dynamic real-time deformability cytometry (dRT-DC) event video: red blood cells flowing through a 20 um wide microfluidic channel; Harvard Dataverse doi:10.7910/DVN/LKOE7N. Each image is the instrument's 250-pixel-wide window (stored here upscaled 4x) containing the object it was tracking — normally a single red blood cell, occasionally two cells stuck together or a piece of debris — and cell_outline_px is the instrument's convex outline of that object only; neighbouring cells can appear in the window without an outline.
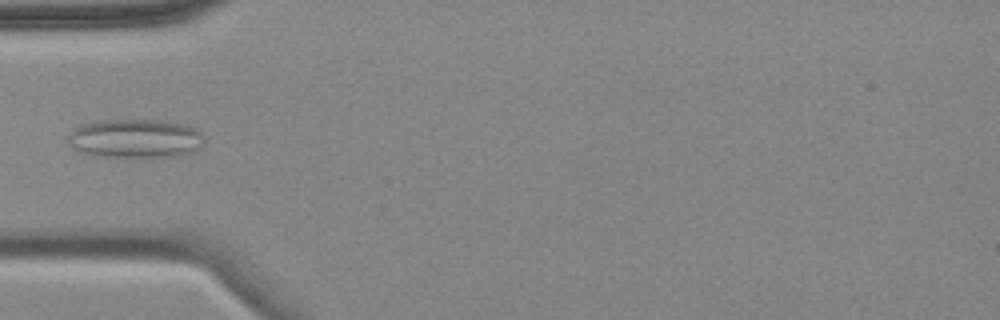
{"species": "common noctule bat (a hibernating species)", "species_latin": "Nyctalus noctula", "temperature_condition": "cold", "stored_images_in_passage": 9, "camera_frame_rate_fps": 3000, "um_per_image_px": 0.085, "animal": {"sex": "female", "body_mass_g": 18.4}, "frame": {"image": 1, "passage_image": 4, "time_ms": 3.667, "image_size_px": [1000, 320], "cell_outline_px": [[204, 144], [196, 152], [180, 156], [100, 156], [80, 152], [68, 140], [68, 136], [76, 128], [84, 124], [104, 120], [156, 120], [184, 124], [196, 128], [200, 132], [204, 140]], "centroid_in_image_um": [11.59, 11.77], "position_along_channel_um": 73.4, "area_um2": 30.52}}